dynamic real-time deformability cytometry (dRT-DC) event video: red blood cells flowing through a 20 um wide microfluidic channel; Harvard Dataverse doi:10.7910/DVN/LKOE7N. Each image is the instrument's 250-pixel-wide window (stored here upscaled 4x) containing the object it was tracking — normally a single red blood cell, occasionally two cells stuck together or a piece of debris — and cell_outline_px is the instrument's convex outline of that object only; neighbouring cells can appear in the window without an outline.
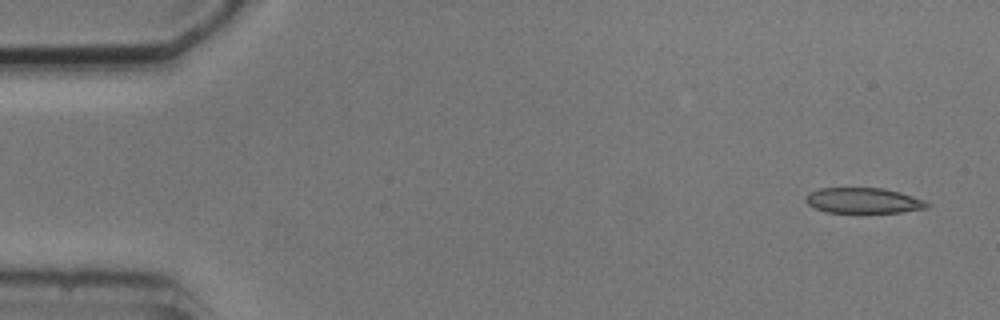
{"species": "common noctule bat (a hibernating species)", "species_latin": "Nyctalus noctula", "temperature_condition": "cold", "stored_images_in_passage": 6, "camera_frame_rate_fps": 3000, "um_per_image_px": 0.085, "animal": {"sex": "male", "body_mass_g": 20.5, "forearm_length_mm": 52.5}, "frame": {"image": 1, "passage_image": 1, "time_ms": 0.0, "image_size_px": [1000, 320], "cell_outline_px": [[932, 204], [928, 208], [900, 212], [824, 212], [808, 204], [804, 200], [808, 192], [820, 188], [884, 188], [900, 192], [924, 200]], "centroid_in_image_um": [73.39, 17.04], "position_along_channel_um": 11.6, "area_um2": 18.03}}
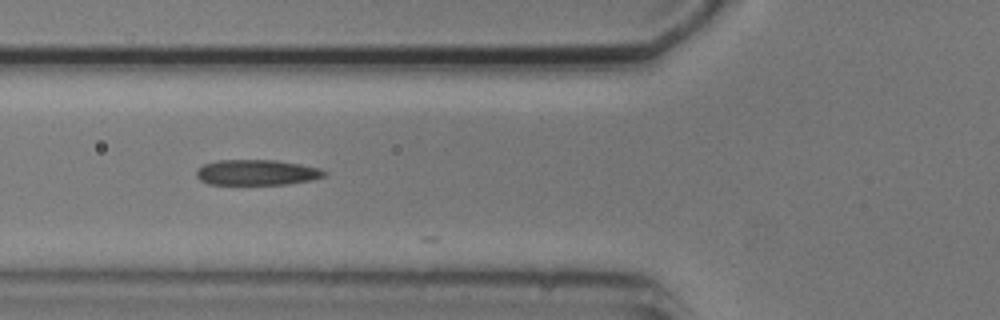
{"frame": {"image": 2, "passage_image": 5, "time_ms": 5.667, "image_size_px": [1000, 320], "cell_outline_px": [[328, 172], [324, 176], [312, 180], [288, 184], [208, 184], [200, 180], [196, 176], [196, 168], [204, 164], [216, 160], [276, 160], [300, 164], [320, 168]], "centroid_in_image_um": [21.81, 14.65], "position_along_channel_um": 104.0, "area_um2": 19.13}}
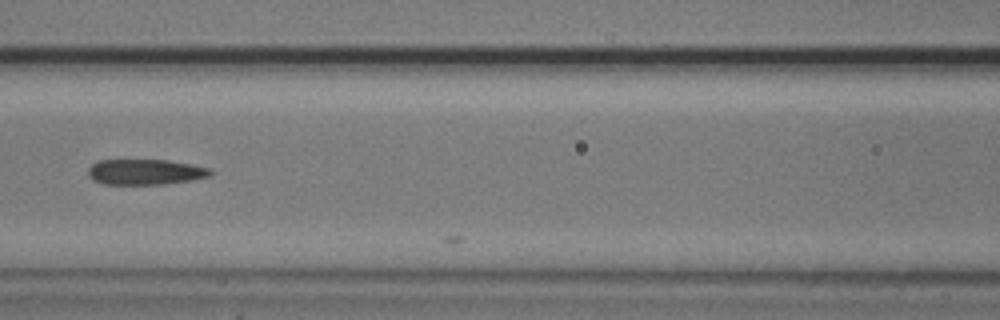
{"frame": {"image": 3, "passage_image": 6, "time_ms": 7.0, "image_size_px": [1000, 320], "cell_outline_px": [[212, 172], [208, 176], [192, 180], [164, 184], [104, 184], [92, 180], [88, 176], [88, 168], [92, 164], [100, 160], [168, 160], [192, 164], [208, 168]], "centroid_in_image_um": [12.31, 14.61], "position_along_channel_um": 154.3, "area_um2": 18.15}}